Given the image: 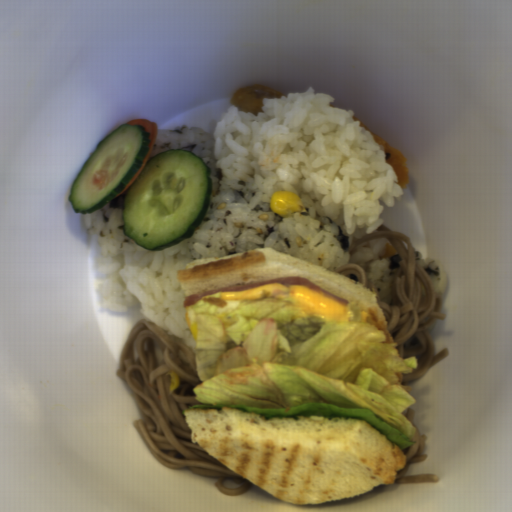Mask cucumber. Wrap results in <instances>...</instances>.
<instances>
[{"mask_svg": "<svg viewBox=\"0 0 512 512\" xmlns=\"http://www.w3.org/2000/svg\"><path fill=\"white\" fill-rule=\"evenodd\" d=\"M211 188L210 169L192 152L169 150L149 157L124 192L125 234L150 251L178 245L206 218Z\"/></svg>", "mask_w": 512, "mask_h": 512, "instance_id": "8b760119", "label": "cucumber"}, {"mask_svg": "<svg viewBox=\"0 0 512 512\" xmlns=\"http://www.w3.org/2000/svg\"><path fill=\"white\" fill-rule=\"evenodd\" d=\"M150 136L140 124L125 123L97 143L70 188L74 213L90 215L127 188L148 154Z\"/></svg>", "mask_w": 512, "mask_h": 512, "instance_id": "586b57bf", "label": "cucumber"}]
</instances>
